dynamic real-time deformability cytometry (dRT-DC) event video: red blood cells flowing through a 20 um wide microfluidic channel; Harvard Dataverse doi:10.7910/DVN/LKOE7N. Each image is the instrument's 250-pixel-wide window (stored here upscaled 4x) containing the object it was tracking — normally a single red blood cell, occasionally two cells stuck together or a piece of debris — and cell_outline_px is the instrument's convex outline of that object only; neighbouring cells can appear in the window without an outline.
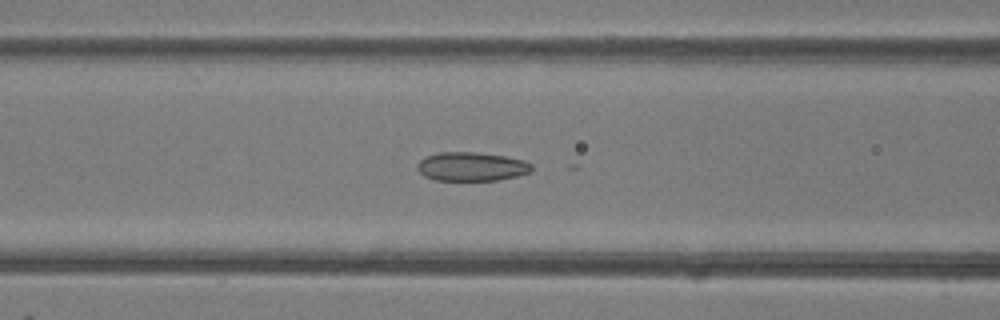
{"species": "common noctule bat (a hibernating species)", "species_latin": "Nyctalus noctula", "temperature_condition": "room temperature", "stored_images_in_passage": 32, "camera_frame_rate_fps": 3000, "um_per_image_px": 0.085, "animal": {"sex": "female"}, "frame": {"image": 1, "passage_image": 12, "time_ms": 3.667, "image_size_px": [1000, 320], "cell_outline_px": [[532, 172], [516, 176], [496, 180], [436, 180], [424, 176], [416, 168], [416, 164], [424, 156], [440, 152], [476, 152], [504, 156], [524, 160], [532, 164]], "centroid_in_image_um": [40.06, 14.15], "position_along_channel_um": 126.5, "area_um2": 19.31}}
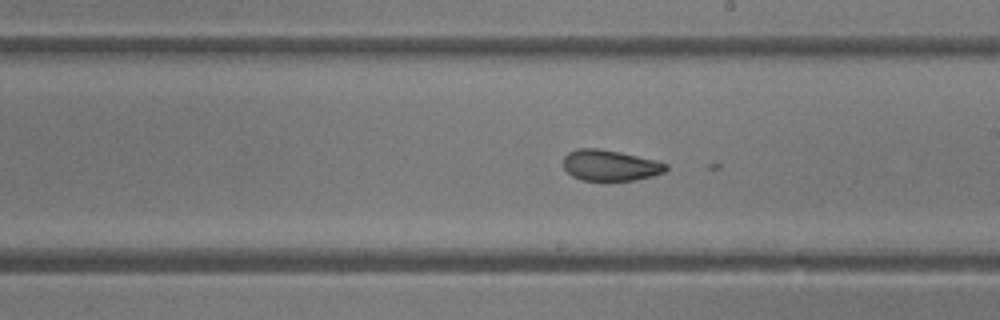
{"frame": {"image": 2, "passage_image": 20, "time_ms": 6.333, "image_size_px": [1000, 320], "cell_outline_px": [[668, 168], [664, 172], [652, 176], [636, 180], [580, 180], [572, 176], [564, 168], [564, 156], [568, 152], [576, 148], [600, 148], [620, 152], [668, 164]], "centroid_in_image_um": [51.83, 14.05], "position_along_channel_um": 237.2, "area_um2": 18.38}}
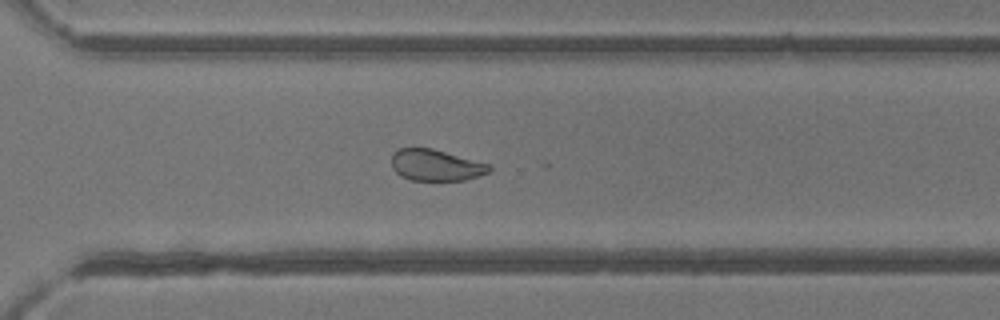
{"frame": {"image": 3, "passage_image": 27, "time_ms": 8.667, "image_size_px": [1000, 320], "cell_outline_px": [[492, 168], [488, 172], [464, 180], [412, 180], [400, 176], [392, 168], [392, 152], [400, 148], [432, 148], [488, 164]], "centroid_in_image_um": [36.99, 14.03], "position_along_channel_um": 333.6, "area_um2": 17.63}}